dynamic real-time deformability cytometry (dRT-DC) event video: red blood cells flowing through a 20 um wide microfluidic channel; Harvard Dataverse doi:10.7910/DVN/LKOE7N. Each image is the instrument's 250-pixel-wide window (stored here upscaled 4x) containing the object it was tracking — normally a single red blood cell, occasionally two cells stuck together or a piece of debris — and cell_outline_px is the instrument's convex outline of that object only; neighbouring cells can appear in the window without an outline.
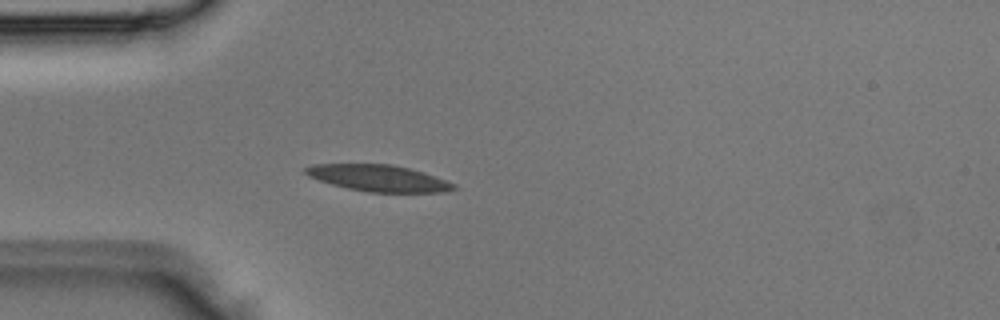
{"species": "Egyptian fruit bat (a non-hibernating species)", "species_latin": "Rousettus aegyptiacus", "temperature_condition": "room temperature", "stored_images_in_passage": 3, "camera_frame_rate_fps": 3000, "um_per_image_px": 0.085, "animal": {"sex": "male"}, "frame": {"image": 1, "passage_image": 3, "time_ms": 0.667, "image_size_px": [1000, 320], "cell_outline_px": [[456, 188], [448, 192], [368, 192], [348, 188], [332, 184], [308, 176], [304, 172], [304, 168], [312, 164], [392, 164], [424, 172], [456, 184]], "centroid_in_image_um": [32.19, 15.14], "position_along_channel_um": 52.8, "area_um2": 22.77}}